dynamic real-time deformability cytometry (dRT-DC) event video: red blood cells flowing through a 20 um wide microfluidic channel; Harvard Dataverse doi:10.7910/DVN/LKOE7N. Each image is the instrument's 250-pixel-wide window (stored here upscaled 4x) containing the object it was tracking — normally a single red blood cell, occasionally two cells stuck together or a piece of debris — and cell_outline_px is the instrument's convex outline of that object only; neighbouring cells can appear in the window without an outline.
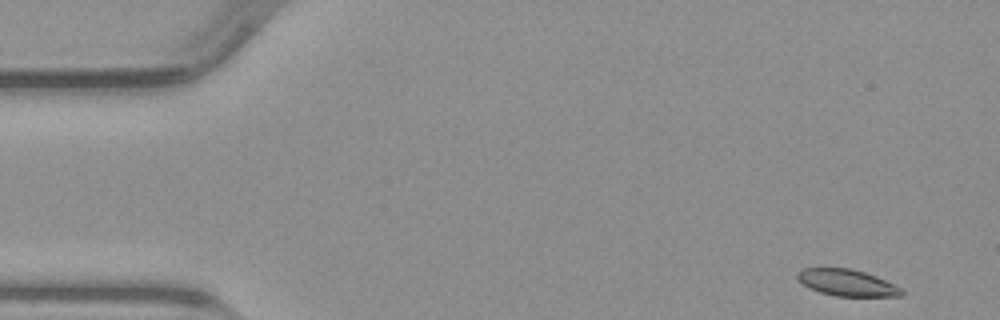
{"species": "common noctule bat (a hibernating species)", "species_latin": "Nyctalus noctula", "temperature_condition": "warm", "stored_images_in_passage": 48, "camera_frame_rate_fps": 3000, "um_per_image_px": 0.085, "animal": {"sex": "male", "body_mass_g": 23.1, "forearm_length_mm": 52.7}, "frame": {"image": 1, "passage_image": 1, "time_ms": 0.0, "image_size_px": [1000, 320], "cell_outline_px": [[904, 292], [900, 296], [836, 296], [820, 292], [808, 288], [796, 276], [796, 272], [804, 268], [852, 268], [876, 276], [900, 288]], "centroid_in_image_um": [71.96, 24.02], "position_along_channel_um": 13.0, "area_um2": 15.95}}
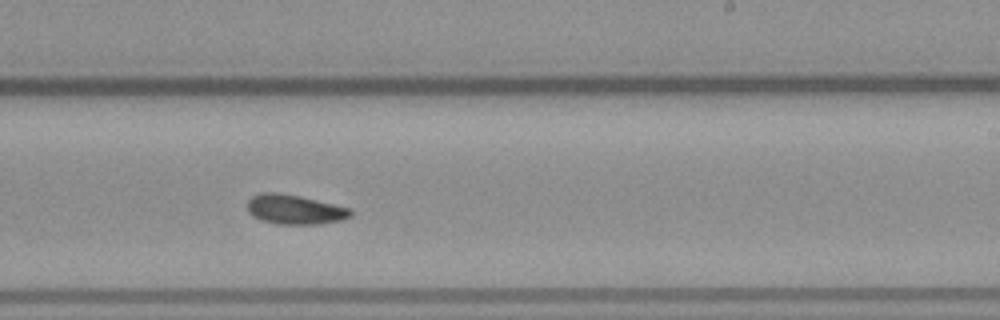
{"frame": {"image": 2, "passage_image": 28, "time_ms": 9.0, "image_size_px": [1000, 320], "cell_outline_px": [[352, 216], [344, 220], [316, 224], [276, 224], [252, 216], [248, 212], [248, 200], [252, 196], [260, 192], [276, 192], [300, 196], [352, 208]], "centroid_in_image_um": [25.08, 17.8], "position_along_channel_um": 263.9, "area_um2": 17.92}}
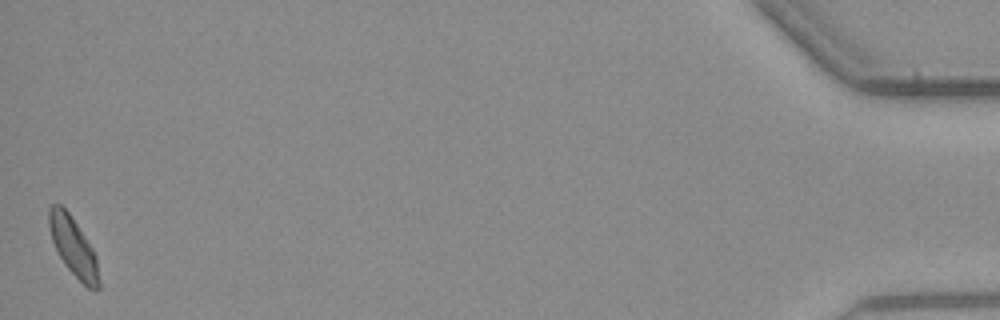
{"frame": {"image": 3, "passage_image": 48, "time_ms": 15.667, "image_size_px": [1000, 320], "cell_outline_px": [[100, 288], [88, 288], [64, 264], [52, 240], [48, 228], [48, 208], [52, 204], [60, 204], [68, 212], [92, 248], [96, 256], [100, 280]], "centroid_in_image_um": [6.21, 20.95], "position_along_channel_um": 429.0, "area_um2": 16.76}}